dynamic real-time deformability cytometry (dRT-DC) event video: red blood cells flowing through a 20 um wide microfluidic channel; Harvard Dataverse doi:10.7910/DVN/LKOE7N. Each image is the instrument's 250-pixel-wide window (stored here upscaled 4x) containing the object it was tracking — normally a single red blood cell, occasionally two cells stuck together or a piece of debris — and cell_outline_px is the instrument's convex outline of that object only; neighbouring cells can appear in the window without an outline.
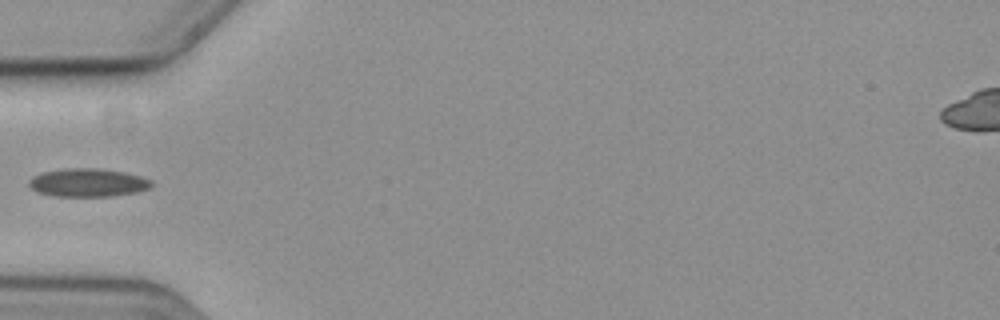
{"species": "common noctule bat (a hibernating species)", "species_latin": "Nyctalus noctula", "temperature_condition": "cold", "stored_images_in_passage": 39, "camera_frame_rate_fps": 3000, "um_per_image_px": 0.085, "animal": {"sex": "female", "body_mass_g": 19.3, "forearm_length_mm": 54.1}, "frame": {"image": 1, "passage_image": 1, "time_ms": 0.0, "image_size_px": [1000, 320], "cell_outline_px": [[152, 184], [148, 188], [136, 192], [112, 196], [52, 196], [36, 192], [28, 184], [28, 180], [32, 176], [44, 172], [64, 168], [100, 168], [124, 172], [140, 176], [152, 180]], "centroid_in_image_um": [7.44, 15.52], "position_along_channel_um": 77.6, "area_um2": 20.23}}
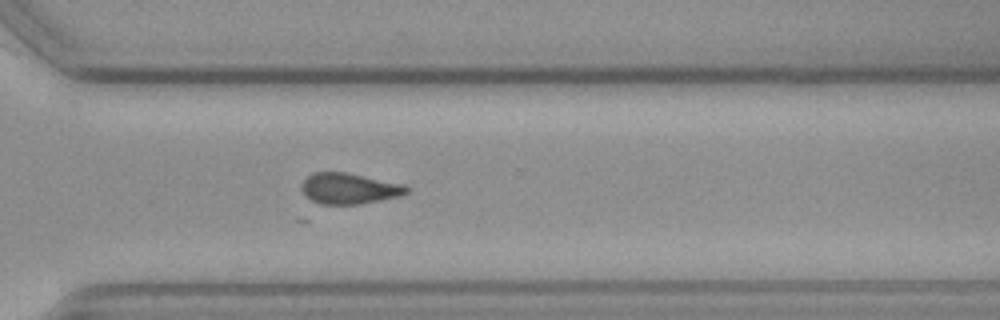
{"frame": {"image": 2, "passage_image": 23, "time_ms": 7.333, "image_size_px": [1000, 320], "cell_outline_px": [[408, 192], [400, 196], [360, 204], [320, 204], [312, 200], [304, 192], [304, 180], [308, 176], [316, 172], [344, 172], [404, 184], [408, 188]], "centroid_in_image_um": [29.73, 16.03], "position_along_channel_um": 340.9, "area_um2": 18.44}}
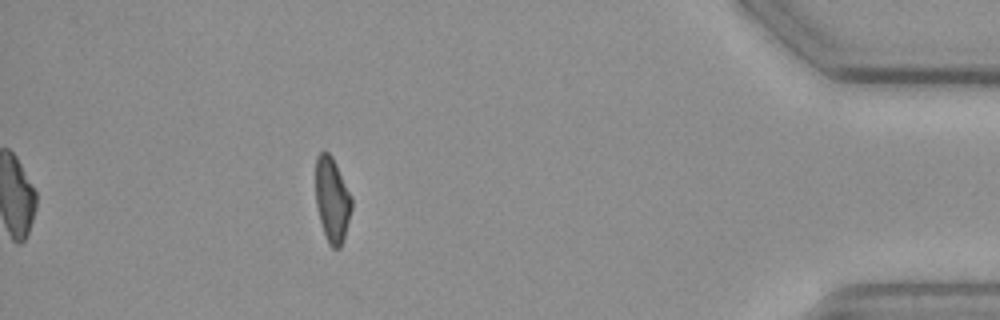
{"frame": {"image": 3, "passage_image": 33, "time_ms": 10.667, "image_size_px": [1000, 320], "cell_outline_px": [[352, 208], [344, 236], [340, 248], [332, 248], [328, 244], [320, 220], [316, 204], [316, 156], [320, 152], [328, 152], [332, 156], [352, 196]], "centroid_in_image_um": [28.23, 16.97], "position_along_channel_um": 407.0, "area_um2": 17.69}}